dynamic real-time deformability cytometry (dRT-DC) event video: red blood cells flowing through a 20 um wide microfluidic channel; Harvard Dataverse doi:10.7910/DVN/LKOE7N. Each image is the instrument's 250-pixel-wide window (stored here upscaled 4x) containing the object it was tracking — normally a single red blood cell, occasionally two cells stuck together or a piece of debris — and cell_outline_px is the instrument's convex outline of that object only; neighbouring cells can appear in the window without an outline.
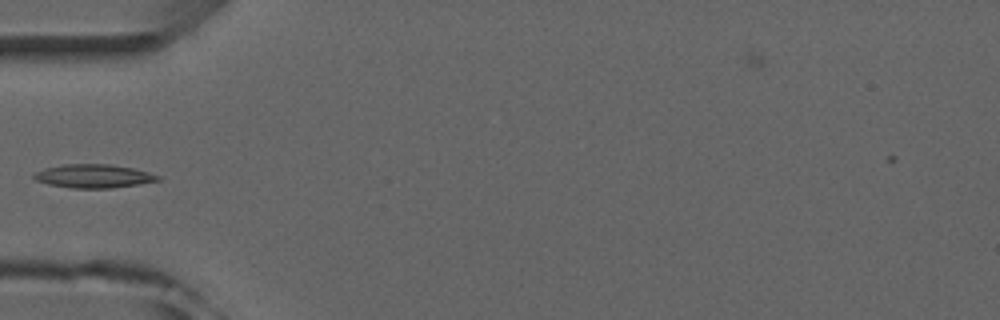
{"species": "common noctule bat (a hibernating species)", "species_latin": "Nyctalus noctula", "temperature_condition": "room temperature", "stored_images_in_passage": 4, "camera_frame_rate_fps": 3000, "um_per_image_px": 0.085, "animal": {"sex": "male", "forearm_length_mm": 52.5}, "frame": {"image": 1, "passage_image": 4, "time_ms": 3.333, "image_size_px": [1000, 320], "cell_outline_px": [[160, 180], [112, 188], [72, 188], [48, 184], [36, 180], [32, 176], [36, 172], [44, 168], [64, 164], [108, 164], [132, 168], [148, 172], [160, 176]], "centroid_in_image_um": [7.92, 14.96], "position_along_channel_um": 77.1, "area_um2": 16.82}}